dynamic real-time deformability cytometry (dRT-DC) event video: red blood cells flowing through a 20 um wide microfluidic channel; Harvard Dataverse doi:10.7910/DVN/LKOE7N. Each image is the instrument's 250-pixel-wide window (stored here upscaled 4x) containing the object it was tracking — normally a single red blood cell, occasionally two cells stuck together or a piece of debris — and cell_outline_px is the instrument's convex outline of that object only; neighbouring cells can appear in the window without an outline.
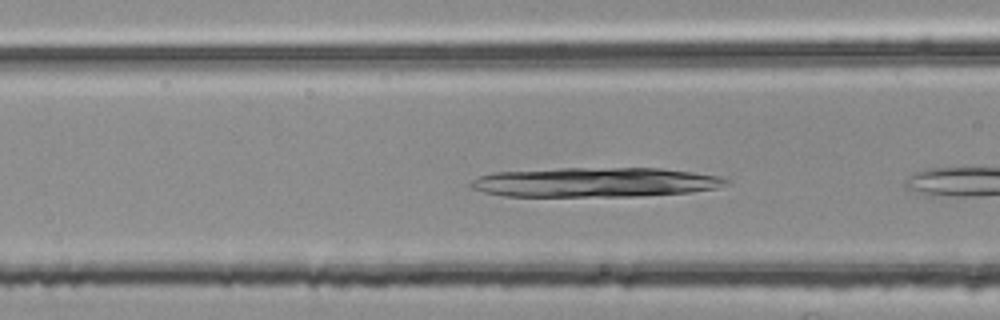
{"species": "common noctule bat (a hibernating species)", "species_latin": "Nyctalus noctula", "temperature_condition": "room temperature", "stored_images_in_passage": 4, "camera_frame_rate_fps": 3000, "um_per_image_px": 0.085, "animal": {"sex": "female", "body_mass_g": 25.1}, "frame": {"image": 1, "passage_image": 3, "time_ms": 0.667, "image_size_px": [1000, 320], "cell_outline_px": [[732, 180], [728, 184], [716, 188], [688, 192], [640, 196], [504, 196], [484, 192], [472, 188], [468, 184], [472, 180], [480, 176], [492, 172], [560, 168], [660, 168], [692, 172], [720, 176]], "centroid_in_image_um": [50.59, 15.49], "position_along_channel_um": 116.0, "area_um2": 44.1}}